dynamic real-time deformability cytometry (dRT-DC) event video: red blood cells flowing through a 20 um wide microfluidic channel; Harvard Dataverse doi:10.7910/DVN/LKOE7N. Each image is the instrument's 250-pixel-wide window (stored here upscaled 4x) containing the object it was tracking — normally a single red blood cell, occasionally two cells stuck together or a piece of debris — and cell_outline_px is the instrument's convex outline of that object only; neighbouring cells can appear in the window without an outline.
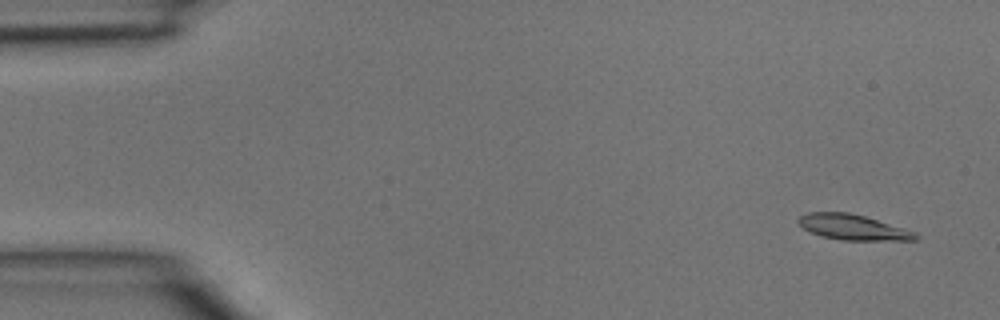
{"species": "common noctule bat (a hibernating species)", "species_latin": "Nyctalus noctula", "temperature_condition": "room temperature", "stored_images_in_passage": 3, "camera_frame_rate_fps": 3000, "um_per_image_px": 0.085, "animal": {"sex": "male", "body_mass_g": 15.6}, "frame": {"image": 1, "passage_image": 1, "time_ms": 0.0, "image_size_px": [1000, 320], "cell_outline_px": [[920, 236], [916, 240], [840, 240], [820, 236], [804, 228], [796, 220], [800, 216], [808, 212], [848, 212], [864, 216], [904, 228], [916, 232]], "centroid_in_image_um": [72.5, 19.32], "position_along_channel_um": 12.5, "area_um2": 17.28}}
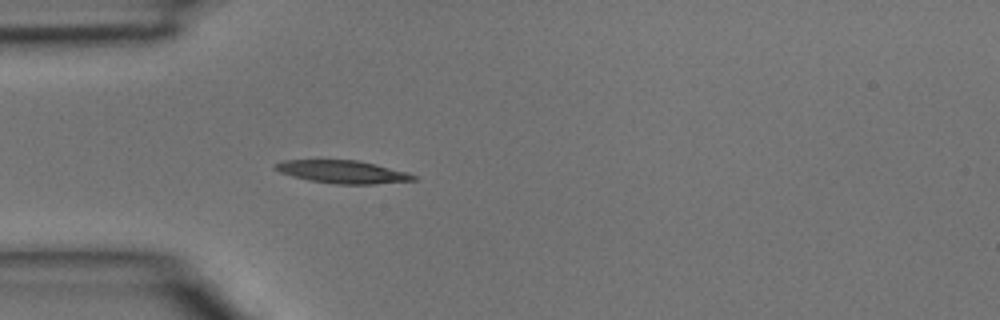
{"frame": {"image": 2, "passage_image": 3, "time_ms": 0.667, "image_size_px": [1000, 320], "cell_outline_px": [[420, 176], [416, 180], [372, 184], [336, 184], [308, 180], [292, 176], [280, 172], [272, 168], [272, 164], [284, 160], [360, 160], [408, 172]], "centroid_in_image_um": [29.13, 14.6], "position_along_channel_um": 55.9, "area_um2": 18.61}}